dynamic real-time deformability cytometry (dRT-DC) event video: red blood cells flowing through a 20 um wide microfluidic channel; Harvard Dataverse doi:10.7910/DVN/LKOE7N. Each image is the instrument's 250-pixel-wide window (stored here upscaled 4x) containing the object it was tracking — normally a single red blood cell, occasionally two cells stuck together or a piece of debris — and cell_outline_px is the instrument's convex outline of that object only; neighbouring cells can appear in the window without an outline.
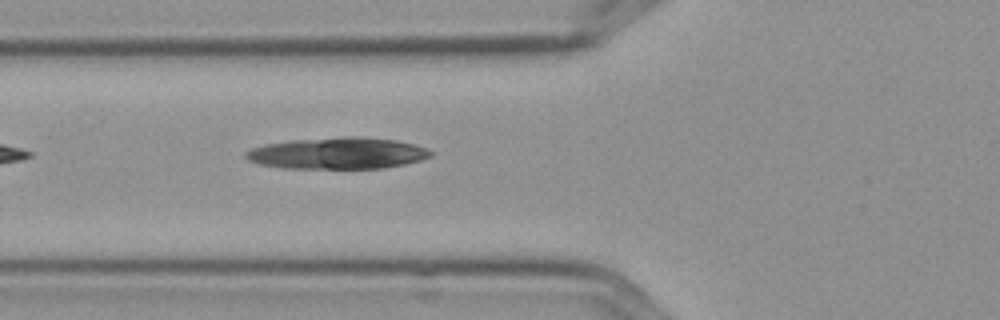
{"species": "Egyptian fruit bat (a non-hibernating species)", "species_latin": "Rousettus aegyptiacus", "temperature_condition": "cold", "stored_images_in_passage": 6, "camera_frame_rate_fps": 3000, "um_per_image_px": 0.085, "frame": {"image": 1, "passage_image": 6, "time_ms": 1.667, "image_size_px": [1000, 320], "cell_outline_px": [[432, 156], [420, 160], [404, 164], [384, 168], [280, 168], [260, 164], [248, 160], [244, 156], [244, 152], [252, 148], [264, 144], [288, 140], [344, 136], [364, 136], [396, 140], [428, 148], [432, 152]], "centroid_in_image_um": [28.68, 13.01], "position_along_channel_um": 97.1, "area_um2": 34.28}}